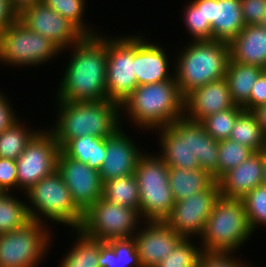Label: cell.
Wrapping results in <instances>:
<instances>
[{
    "mask_svg": "<svg viewBox=\"0 0 266 267\" xmlns=\"http://www.w3.org/2000/svg\"><path fill=\"white\" fill-rule=\"evenodd\" d=\"M72 55L58 91V99L74 102L101 101L106 93L107 39L84 36L73 45Z\"/></svg>",
    "mask_w": 266,
    "mask_h": 267,
    "instance_id": "6da1fadb",
    "label": "cell"
},
{
    "mask_svg": "<svg viewBox=\"0 0 266 267\" xmlns=\"http://www.w3.org/2000/svg\"><path fill=\"white\" fill-rule=\"evenodd\" d=\"M160 129L162 155L159 157L168 167L209 171L217 181L218 141L204 126L185 116Z\"/></svg>",
    "mask_w": 266,
    "mask_h": 267,
    "instance_id": "7a4b0ae2",
    "label": "cell"
},
{
    "mask_svg": "<svg viewBox=\"0 0 266 267\" xmlns=\"http://www.w3.org/2000/svg\"><path fill=\"white\" fill-rule=\"evenodd\" d=\"M60 103V104H59ZM57 124L49 130L62 148L69 140L87 134L107 138L119 128L120 104L112 100L74 102L58 100Z\"/></svg>",
    "mask_w": 266,
    "mask_h": 267,
    "instance_id": "3957f363",
    "label": "cell"
},
{
    "mask_svg": "<svg viewBox=\"0 0 266 267\" xmlns=\"http://www.w3.org/2000/svg\"><path fill=\"white\" fill-rule=\"evenodd\" d=\"M120 107L126 108L137 126L157 129L184 116V97L173 76L163 82L138 85Z\"/></svg>",
    "mask_w": 266,
    "mask_h": 267,
    "instance_id": "277c9868",
    "label": "cell"
},
{
    "mask_svg": "<svg viewBox=\"0 0 266 267\" xmlns=\"http://www.w3.org/2000/svg\"><path fill=\"white\" fill-rule=\"evenodd\" d=\"M229 60V43L193 41L178 56L174 76L180 94L185 97L195 88L223 79Z\"/></svg>",
    "mask_w": 266,
    "mask_h": 267,
    "instance_id": "5b68a950",
    "label": "cell"
},
{
    "mask_svg": "<svg viewBox=\"0 0 266 267\" xmlns=\"http://www.w3.org/2000/svg\"><path fill=\"white\" fill-rule=\"evenodd\" d=\"M252 233L243 200L220 196L201 235L202 250L234 252Z\"/></svg>",
    "mask_w": 266,
    "mask_h": 267,
    "instance_id": "8992f818",
    "label": "cell"
},
{
    "mask_svg": "<svg viewBox=\"0 0 266 267\" xmlns=\"http://www.w3.org/2000/svg\"><path fill=\"white\" fill-rule=\"evenodd\" d=\"M147 155V156H146ZM169 167L159 156L143 154L135 169L140 191L139 212L148 221H165L175 200L172 195Z\"/></svg>",
    "mask_w": 266,
    "mask_h": 267,
    "instance_id": "52a82bcc",
    "label": "cell"
},
{
    "mask_svg": "<svg viewBox=\"0 0 266 267\" xmlns=\"http://www.w3.org/2000/svg\"><path fill=\"white\" fill-rule=\"evenodd\" d=\"M25 193L34 206H27L33 221L44 223L39 218L44 215L51 221L79 229L83 213L72 200L71 193L57 170L31 186Z\"/></svg>",
    "mask_w": 266,
    "mask_h": 267,
    "instance_id": "ba28073f",
    "label": "cell"
},
{
    "mask_svg": "<svg viewBox=\"0 0 266 267\" xmlns=\"http://www.w3.org/2000/svg\"><path fill=\"white\" fill-rule=\"evenodd\" d=\"M138 218L141 216L137 209L117 205L101 197L83 213L79 230L99 241L130 238L136 234Z\"/></svg>",
    "mask_w": 266,
    "mask_h": 267,
    "instance_id": "9c48e42d",
    "label": "cell"
},
{
    "mask_svg": "<svg viewBox=\"0 0 266 267\" xmlns=\"http://www.w3.org/2000/svg\"><path fill=\"white\" fill-rule=\"evenodd\" d=\"M62 49L51 39L29 30L17 20L0 32V59L12 65H39Z\"/></svg>",
    "mask_w": 266,
    "mask_h": 267,
    "instance_id": "30bf717a",
    "label": "cell"
},
{
    "mask_svg": "<svg viewBox=\"0 0 266 267\" xmlns=\"http://www.w3.org/2000/svg\"><path fill=\"white\" fill-rule=\"evenodd\" d=\"M49 235L43 223L33 220L20 229L1 233L0 267L38 266L49 246Z\"/></svg>",
    "mask_w": 266,
    "mask_h": 267,
    "instance_id": "8fae6325",
    "label": "cell"
},
{
    "mask_svg": "<svg viewBox=\"0 0 266 267\" xmlns=\"http://www.w3.org/2000/svg\"><path fill=\"white\" fill-rule=\"evenodd\" d=\"M118 38H107L106 93L108 100L121 105L138 83L134 72L135 36Z\"/></svg>",
    "mask_w": 266,
    "mask_h": 267,
    "instance_id": "7c38bea8",
    "label": "cell"
},
{
    "mask_svg": "<svg viewBox=\"0 0 266 267\" xmlns=\"http://www.w3.org/2000/svg\"><path fill=\"white\" fill-rule=\"evenodd\" d=\"M61 148L49 131H38L16 159L18 187L26 192L44 177L57 170Z\"/></svg>",
    "mask_w": 266,
    "mask_h": 267,
    "instance_id": "4fadbf2b",
    "label": "cell"
},
{
    "mask_svg": "<svg viewBox=\"0 0 266 267\" xmlns=\"http://www.w3.org/2000/svg\"><path fill=\"white\" fill-rule=\"evenodd\" d=\"M220 185L210 187L174 203L165 223L183 238L202 235L213 206L220 197Z\"/></svg>",
    "mask_w": 266,
    "mask_h": 267,
    "instance_id": "5bb4252c",
    "label": "cell"
},
{
    "mask_svg": "<svg viewBox=\"0 0 266 267\" xmlns=\"http://www.w3.org/2000/svg\"><path fill=\"white\" fill-rule=\"evenodd\" d=\"M57 171L62 175L72 200L82 213L102 197L103 182L97 169L67 156L60 150Z\"/></svg>",
    "mask_w": 266,
    "mask_h": 267,
    "instance_id": "9a60e30c",
    "label": "cell"
},
{
    "mask_svg": "<svg viewBox=\"0 0 266 267\" xmlns=\"http://www.w3.org/2000/svg\"><path fill=\"white\" fill-rule=\"evenodd\" d=\"M18 20L29 30L51 39L62 50L85 36L72 22L42 2L25 8Z\"/></svg>",
    "mask_w": 266,
    "mask_h": 267,
    "instance_id": "2e32d148",
    "label": "cell"
},
{
    "mask_svg": "<svg viewBox=\"0 0 266 267\" xmlns=\"http://www.w3.org/2000/svg\"><path fill=\"white\" fill-rule=\"evenodd\" d=\"M148 226L133 236L142 267H155L183 239L164 221H148Z\"/></svg>",
    "mask_w": 266,
    "mask_h": 267,
    "instance_id": "e0dca14e",
    "label": "cell"
},
{
    "mask_svg": "<svg viewBox=\"0 0 266 267\" xmlns=\"http://www.w3.org/2000/svg\"><path fill=\"white\" fill-rule=\"evenodd\" d=\"M235 105L224 77L195 88L186 95L184 97V116L190 120L201 122L204 118L219 111L228 110Z\"/></svg>",
    "mask_w": 266,
    "mask_h": 267,
    "instance_id": "ac0fdd59",
    "label": "cell"
},
{
    "mask_svg": "<svg viewBox=\"0 0 266 267\" xmlns=\"http://www.w3.org/2000/svg\"><path fill=\"white\" fill-rule=\"evenodd\" d=\"M202 14L211 24L212 40L230 43L246 26L241 0H202Z\"/></svg>",
    "mask_w": 266,
    "mask_h": 267,
    "instance_id": "d6986e66",
    "label": "cell"
},
{
    "mask_svg": "<svg viewBox=\"0 0 266 267\" xmlns=\"http://www.w3.org/2000/svg\"><path fill=\"white\" fill-rule=\"evenodd\" d=\"M104 163L99 170L102 182L135 173L137 162L143 155L121 127L106 138Z\"/></svg>",
    "mask_w": 266,
    "mask_h": 267,
    "instance_id": "ffe728a7",
    "label": "cell"
},
{
    "mask_svg": "<svg viewBox=\"0 0 266 267\" xmlns=\"http://www.w3.org/2000/svg\"><path fill=\"white\" fill-rule=\"evenodd\" d=\"M264 150L254 152L237 167L225 173L219 180L220 195L242 199L264 179Z\"/></svg>",
    "mask_w": 266,
    "mask_h": 267,
    "instance_id": "44dd1931",
    "label": "cell"
},
{
    "mask_svg": "<svg viewBox=\"0 0 266 267\" xmlns=\"http://www.w3.org/2000/svg\"><path fill=\"white\" fill-rule=\"evenodd\" d=\"M169 59L161 46L150 44L135 36V74L138 85L163 82L173 77L169 72Z\"/></svg>",
    "mask_w": 266,
    "mask_h": 267,
    "instance_id": "7402d4cb",
    "label": "cell"
},
{
    "mask_svg": "<svg viewBox=\"0 0 266 267\" xmlns=\"http://www.w3.org/2000/svg\"><path fill=\"white\" fill-rule=\"evenodd\" d=\"M230 59L247 65L266 66V29L248 25L229 43Z\"/></svg>",
    "mask_w": 266,
    "mask_h": 267,
    "instance_id": "603a6c76",
    "label": "cell"
},
{
    "mask_svg": "<svg viewBox=\"0 0 266 267\" xmlns=\"http://www.w3.org/2000/svg\"><path fill=\"white\" fill-rule=\"evenodd\" d=\"M168 176L175 202L203 191L216 181L209 171L201 168L188 170L169 167Z\"/></svg>",
    "mask_w": 266,
    "mask_h": 267,
    "instance_id": "cb8c5ba5",
    "label": "cell"
},
{
    "mask_svg": "<svg viewBox=\"0 0 266 267\" xmlns=\"http://www.w3.org/2000/svg\"><path fill=\"white\" fill-rule=\"evenodd\" d=\"M263 72L262 67L229 60L225 79L229 86L231 98L236 105L243 107L249 101L254 82Z\"/></svg>",
    "mask_w": 266,
    "mask_h": 267,
    "instance_id": "d4e9b609",
    "label": "cell"
},
{
    "mask_svg": "<svg viewBox=\"0 0 266 267\" xmlns=\"http://www.w3.org/2000/svg\"><path fill=\"white\" fill-rule=\"evenodd\" d=\"M100 267H142L133 237L100 241Z\"/></svg>",
    "mask_w": 266,
    "mask_h": 267,
    "instance_id": "484cf974",
    "label": "cell"
},
{
    "mask_svg": "<svg viewBox=\"0 0 266 267\" xmlns=\"http://www.w3.org/2000/svg\"><path fill=\"white\" fill-rule=\"evenodd\" d=\"M61 150L67 156L99 171L105 159L106 138L94 137L87 134L69 140Z\"/></svg>",
    "mask_w": 266,
    "mask_h": 267,
    "instance_id": "4316f807",
    "label": "cell"
},
{
    "mask_svg": "<svg viewBox=\"0 0 266 267\" xmlns=\"http://www.w3.org/2000/svg\"><path fill=\"white\" fill-rule=\"evenodd\" d=\"M102 198L139 211L140 191L135 174L120 176L104 182Z\"/></svg>",
    "mask_w": 266,
    "mask_h": 267,
    "instance_id": "83f0119b",
    "label": "cell"
},
{
    "mask_svg": "<svg viewBox=\"0 0 266 267\" xmlns=\"http://www.w3.org/2000/svg\"><path fill=\"white\" fill-rule=\"evenodd\" d=\"M229 139L249 147L254 152L266 150V136L252 111L243 110L238 115Z\"/></svg>",
    "mask_w": 266,
    "mask_h": 267,
    "instance_id": "f1b7e54d",
    "label": "cell"
},
{
    "mask_svg": "<svg viewBox=\"0 0 266 267\" xmlns=\"http://www.w3.org/2000/svg\"><path fill=\"white\" fill-rule=\"evenodd\" d=\"M76 233L78 241L67 253L60 267H100V241L87 237L79 229Z\"/></svg>",
    "mask_w": 266,
    "mask_h": 267,
    "instance_id": "f546056e",
    "label": "cell"
},
{
    "mask_svg": "<svg viewBox=\"0 0 266 267\" xmlns=\"http://www.w3.org/2000/svg\"><path fill=\"white\" fill-rule=\"evenodd\" d=\"M31 221L27 204L10 193H0V234L20 229Z\"/></svg>",
    "mask_w": 266,
    "mask_h": 267,
    "instance_id": "4dcf8cb0",
    "label": "cell"
},
{
    "mask_svg": "<svg viewBox=\"0 0 266 267\" xmlns=\"http://www.w3.org/2000/svg\"><path fill=\"white\" fill-rule=\"evenodd\" d=\"M25 129L18 119L0 133V158L18 159L25 147L37 134Z\"/></svg>",
    "mask_w": 266,
    "mask_h": 267,
    "instance_id": "1f68e13d",
    "label": "cell"
},
{
    "mask_svg": "<svg viewBox=\"0 0 266 267\" xmlns=\"http://www.w3.org/2000/svg\"><path fill=\"white\" fill-rule=\"evenodd\" d=\"M254 151L232 139L218 141L217 181L228 171L247 160Z\"/></svg>",
    "mask_w": 266,
    "mask_h": 267,
    "instance_id": "d6a6232c",
    "label": "cell"
},
{
    "mask_svg": "<svg viewBox=\"0 0 266 267\" xmlns=\"http://www.w3.org/2000/svg\"><path fill=\"white\" fill-rule=\"evenodd\" d=\"M243 110V107L235 105L228 110L219 111L204 118L200 123L214 140L229 139L236 119Z\"/></svg>",
    "mask_w": 266,
    "mask_h": 267,
    "instance_id": "836d02e7",
    "label": "cell"
},
{
    "mask_svg": "<svg viewBox=\"0 0 266 267\" xmlns=\"http://www.w3.org/2000/svg\"><path fill=\"white\" fill-rule=\"evenodd\" d=\"M202 252V248L194 246L189 238H183L155 267H199Z\"/></svg>",
    "mask_w": 266,
    "mask_h": 267,
    "instance_id": "e575fe53",
    "label": "cell"
},
{
    "mask_svg": "<svg viewBox=\"0 0 266 267\" xmlns=\"http://www.w3.org/2000/svg\"><path fill=\"white\" fill-rule=\"evenodd\" d=\"M185 23L194 41L212 40V28L202 14V0H193L185 8Z\"/></svg>",
    "mask_w": 266,
    "mask_h": 267,
    "instance_id": "d590c367",
    "label": "cell"
},
{
    "mask_svg": "<svg viewBox=\"0 0 266 267\" xmlns=\"http://www.w3.org/2000/svg\"><path fill=\"white\" fill-rule=\"evenodd\" d=\"M42 3L72 22L85 36L96 35L83 24L84 0H42Z\"/></svg>",
    "mask_w": 266,
    "mask_h": 267,
    "instance_id": "8d00e7d4",
    "label": "cell"
},
{
    "mask_svg": "<svg viewBox=\"0 0 266 267\" xmlns=\"http://www.w3.org/2000/svg\"><path fill=\"white\" fill-rule=\"evenodd\" d=\"M252 231L258 224L266 226V184H261L242 198Z\"/></svg>",
    "mask_w": 266,
    "mask_h": 267,
    "instance_id": "74e56055",
    "label": "cell"
},
{
    "mask_svg": "<svg viewBox=\"0 0 266 267\" xmlns=\"http://www.w3.org/2000/svg\"><path fill=\"white\" fill-rule=\"evenodd\" d=\"M232 252H207L203 251L200 256L199 267H247L237 261L231 255ZM232 257V258H231Z\"/></svg>",
    "mask_w": 266,
    "mask_h": 267,
    "instance_id": "f35d334b",
    "label": "cell"
},
{
    "mask_svg": "<svg viewBox=\"0 0 266 267\" xmlns=\"http://www.w3.org/2000/svg\"><path fill=\"white\" fill-rule=\"evenodd\" d=\"M245 25H258L266 14V0H241Z\"/></svg>",
    "mask_w": 266,
    "mask_h": 267,
    "instance_id": "ab89813d",
    "label": "cell"
},
{
    "mask_svg": "<svg viewBox=\"0 0 266 267\" xmlns=\"http://www.w3.org/2000/svg\"><path fill=\"white\" fill-rule=\"evenodd\" d=\"M18 186L16 160L0 158V191L9 193Z\"/></svg>",
    "mask_w": 266,
    "mask_h": 267,
    "instance_id": "60d3db41",
    "label": "cell"
},
{
    "mask_svg": "<svg viewBox=\"0 0 266 267\" xmlns=\"http://www.w3.org/2000/svg\"><path fill=\"white\" fill-rule=\"evenodd\" d=\"M266 104V73L263 72L254 82L249 101L243 106L246 111H253L256 107Z\"/></svg>",
    "mask_w": 266,
    "mask_h": 267,
    "instance_id": "b9f144b4",
    "label": "cell"
},
{
    "mask_svg": "<svg viewBox=\"0 0 266 267\" xmlns=\"http://www.w3.org/2000/svg\"><path fill=\"white\" fill-rule=\"evenodd\" d=\"M18 15L10 0H0V32L14 24L18 20Z\"/></svg>",
    "mask_w": 266,
    "mask_h": 267,
    "instance_id": "7bdbcfd3",
    "label": "cell"
},
{
    "mask_svg": "<svg viewBox=\"0 0 266 267\" xmlns=\"http://www.w3.org/2000/svg\"><path fill=\"white\" fill-rule=\"evenodd\" d=\"M7 97L0 92V133L7 129L16 119L15 113L10 109V103L7 102Z\"/></svg>",
    "mask_w": 266,
    "mask_h": 267,
    "instance_id": "ee69618b",
    "label": "cell"
},
{
    "mask_svg": "<svg viewBox=\"0 0 266 267\" xmlns=\"http://www.w3.org/2000/svg\"><path fill=\"white\" fill-rule=\"evenodd\" d=\"M42 0H10L12 8L20 14L25 8L41 3Z\"/></svg>",
    "mask_w": 266,
    "mask_h": 267,
    "instance_id": "f6af8a7d",
    "label": "cell"
},
{
    "mask_svg": "<svg viewBox=\"0 0 266 267\" xmlns=\"http://www.w3.org/2000/svg\"><path fill=\"white\" fill-rule=\"evenodd\" d=\"M252 112L255 114L262 132L266 136V104L256 107Z\"/></svg>",
    "mask_w": 266,
    "mask_h": 267,
    "instance_id": "bcb514c9",
    "label": "cell"
},
{
    "mask_svg": "<svg viewBox=\"0 0 266 267\" xmlns=\"http://www.w3.org/2000/svg\"><path fill=\"white\" fill-rule=\"evenodd\" d=\"M264 179L263 183L266 184V150H264Z\"/></svg>",
    "mask_w": 266,
    "mask_h": 267,
    "instance_id": "7dc6e473",
    "label": "cell"
},
{
    "mask_svg": "<svg viewBox=\"0 0 266 267\" xmlns=\"http://www.w3.org/2000/svg\"><path fill=\"white\" fill-rule=\"evenodd\" d=\"M258 25L266 29V14L262 17V20Z\"/></svg>",
    "mask_w": 266,
    "mask_h": 267,
    "instance_id": "c3c4849f",
    "label": "cell"
}]
</instances>
